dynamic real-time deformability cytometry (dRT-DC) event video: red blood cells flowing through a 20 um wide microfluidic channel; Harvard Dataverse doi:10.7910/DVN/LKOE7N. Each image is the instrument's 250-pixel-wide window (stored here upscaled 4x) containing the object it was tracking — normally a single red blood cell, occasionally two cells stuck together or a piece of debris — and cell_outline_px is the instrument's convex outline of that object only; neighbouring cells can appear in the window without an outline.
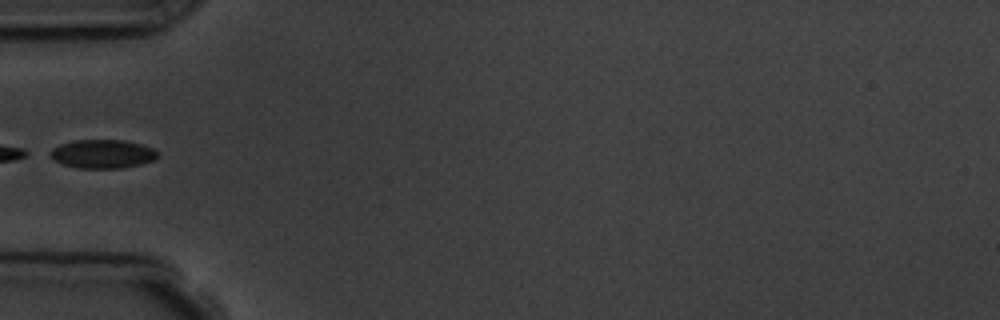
{"species": "common noctule bat (a hibernating species)", "species_latin": "Nyctalus noctula", "temperature_condition": "room temperature", "stored_images_in_passage": 5, "camera_frame_rate_fps": 3000, "um_per_image_px": 0.085, "animal": {"sex": "male", "body_mass_g": 19.5, "forearm_length_mm": 54.6}, "frame": {"image": 1, "passage_image": 5, "time_ms": 4.333, "image_size_px": [1000, 320], "cell_outline_px": [[160, 156], [152, 160], [140, 164], [120, 168], [76, 168], [64, 164], [56, 160], [52, 156], [52, 148], [60, 144], [72, 140], [124, 140], [140, 144], [152, 148]], "centroid_in_image_um": [8.73, 13.08], "position_along_channel_um": 76.3, "area_um2": 17.69}}